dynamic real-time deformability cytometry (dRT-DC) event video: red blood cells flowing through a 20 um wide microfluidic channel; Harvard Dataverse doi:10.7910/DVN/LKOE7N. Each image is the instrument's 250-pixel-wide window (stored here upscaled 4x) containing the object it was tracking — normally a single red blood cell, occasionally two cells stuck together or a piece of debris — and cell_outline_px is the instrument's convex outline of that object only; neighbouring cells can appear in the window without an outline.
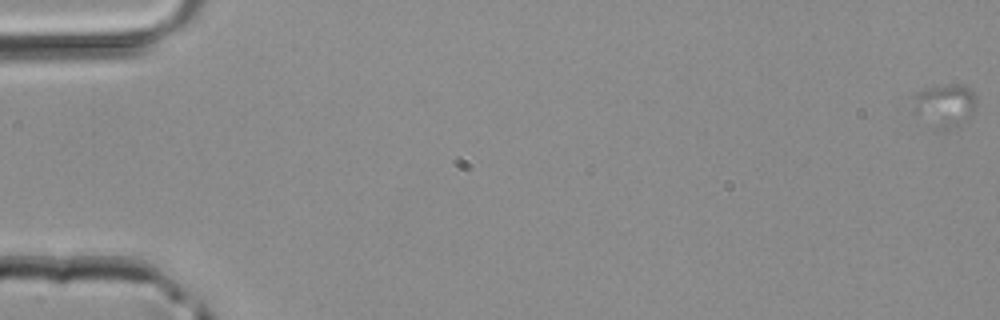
{"species": "common noctule bat (a hibernating species)", "species_latin": "Nyctalus noctula", "temperature_condition": "room temperature", "stored_images_in_passage": 5, "camera_frame_rate_fps": 3000, "um_per_image_px": 0.085, "animal": {"sex": "male", "body_mass_g": 20.4}, "frame": {"image": 1, "passage_image": 1, "time_ms": 0.0, "image_size_px": [1000, 320], "cell_outline_px": [[976, 108], [960, 124], [940, 132], [932, 128], [916, 116], [912, 112], [912, 108], [916, 92], [924, 88], [968, 88], [976, 96]], "centroid_in_image_um": [80.22, 9.06], "position_along_channel_um": 4.8, "area_um2": 15.43}}